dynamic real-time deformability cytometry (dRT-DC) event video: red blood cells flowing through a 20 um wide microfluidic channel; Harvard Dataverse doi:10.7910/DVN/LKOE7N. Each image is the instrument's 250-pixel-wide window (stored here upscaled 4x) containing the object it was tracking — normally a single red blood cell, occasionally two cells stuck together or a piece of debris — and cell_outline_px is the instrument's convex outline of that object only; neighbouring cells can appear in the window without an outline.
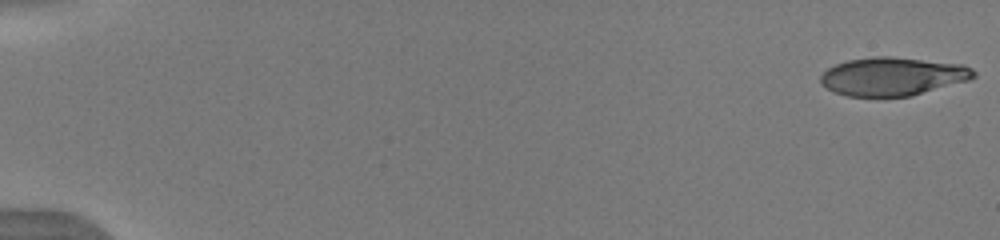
{"species": "human", "species_latin": "Homo sapiens", "temperature_condition": "warm", "stored_images_in_passage": 52, "camera_frame_rate_fps": 3000, "um_per_image_px": 0.085, "donor": {"sex": "male"}, "frame": {"image": 1, "passage_image": 1, "time_ms": 0.0, "image_size_px": [1000, 240], "cell_outline_px": [[976, 76], [968, 80], [912, 96], [848, 96], [836, 92], [820, 84], [820, 76], [828, 68], [836, 64], [848, 60], [872, 56], [888, 56], [964, 64], [972, 68], [976, 72]], "centroid_in_image_um": [75.89, 6.49], "position_along_channel_um": 9.1, "area_um2": 34.16}}
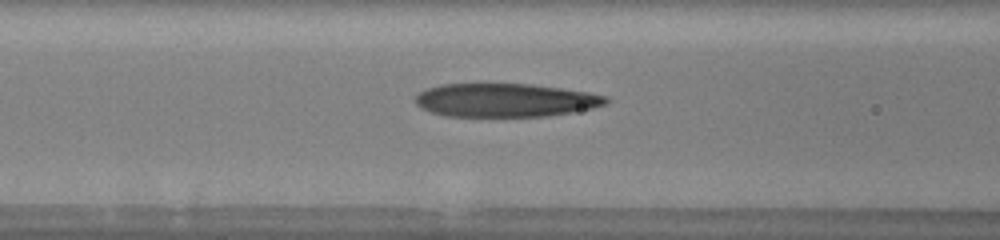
{"frame": {"image": 2, "passage_image": 23, "time_ms": 7.333, "image_size_px": [1000, 240], "cell_outline_px": [[608, 100], [604, 104], [592, 108], [572, 112], [548, 116], [444, 116], [420, 108], [416, 104], [416, 96], [420, 92], [428, 88], [440, 84], [528, 84], [560, 88], [588, 92], [608, 96]], "centroid_in_image_um": [42.93, 8.52], "position_along_channel_um": 123.7, "area_um2": 36.99}}
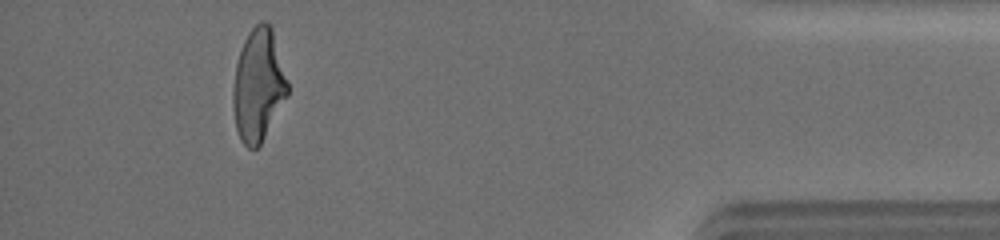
{"frame": {"image": 3, "passage_image": 48, "time_ms": 15.667, "image_size_px": [1000, 240], "cell_outline_px": [[288, 96], [260, 144], [256, 148], [248, 148], [240, 140], [236, 128], [232, 104], [232, 92], [236, 64], [244, 40], [248, 32], [260, 20], [264, 20], [272, 28], [288, 80]], "centroid_in_image_um": [21.96, 7.23], "position_along_channel_um": 413.2, "area_um2": 35.84}, "authors_computed_cell_mechanics": {"area_um2": 36.9342, "velocity_mm_per_s": 4.0116, "shape_relaxation_time_tau1_ms": 5.856, "shape_relaxation_time_tau2_ms": 1.7827, "deformation_change_tau1": 0.2585, "deformation_change_tau2": 0.129}}